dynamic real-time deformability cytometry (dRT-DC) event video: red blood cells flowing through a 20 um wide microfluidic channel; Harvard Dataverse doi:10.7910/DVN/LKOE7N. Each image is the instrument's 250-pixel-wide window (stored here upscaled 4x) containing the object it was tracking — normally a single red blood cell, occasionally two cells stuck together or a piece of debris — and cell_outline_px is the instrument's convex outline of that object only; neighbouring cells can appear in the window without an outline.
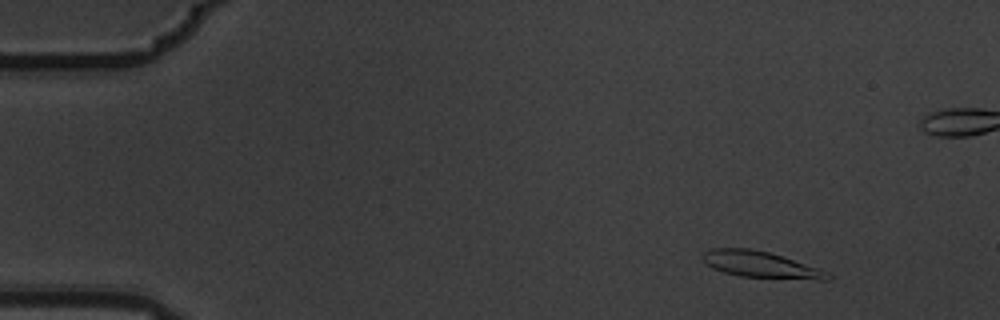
{"species": "common noctule bat (a hibernating species)", "species_latin": "Nyctalus noctula", "temperature_condition": "warm", "stored_images_in_passage": 6, "camera_frame_rate_fps": 3000, "um_per_image_px": 0.085, "animal": {"sex": "male", "body_mass_g": 19.5, "forearm_length_mm": 54.6}, "frame": {"image": 1, "passage_image": 2, "time_ms": 0.333, "image_size_px": [1000, 320], "cell_outline_px": [[832, 280], [816, 280], [740, 276], [724, 272], [712, 268], [704, 264], [700, 256], [704, 252], [712, 248], [752, 248], [768, 252], [820, 268], [828, 272], [832, 276]], "centroid_in_image_um": [64.65, 22.49], "position_along_channel_um": 20.3, "area_um2": 19.42}}